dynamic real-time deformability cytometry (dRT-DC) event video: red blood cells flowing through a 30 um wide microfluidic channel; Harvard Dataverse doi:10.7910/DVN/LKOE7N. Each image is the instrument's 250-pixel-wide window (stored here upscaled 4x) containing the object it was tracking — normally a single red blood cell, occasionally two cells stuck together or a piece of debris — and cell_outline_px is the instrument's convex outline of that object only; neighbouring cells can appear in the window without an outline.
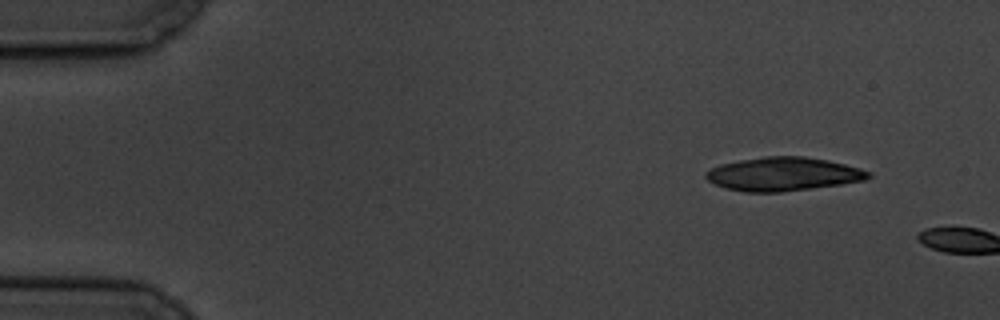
{"species": "common noctule bat (a hibernating species)", "species_latin": "Nyctalus noctula", "temperature_condition": "cold", "stored_images_in_passage": 2, "camera_frame_rate_fps": 3000, "um_per_image_px": 0.085, "animal": {"sex": "male", "body_mass_g": 19.5, "forearm_length_mm": 54.6}, "frame": {"image": 1, "passage_image": 1, "time_ms": 0.0, "image_size_px": [1000, 320], "cell_outline_px": [[872, 176], [864, 180], [840, 184], [812, 188], [780, 192], [744, 192], [728, 188], [716, 184], [708, 180], [704, 176], [704, 172], [720, 164], [740, 160], [764, 156], [804, 156], [828, 160], [860, 168], [872, 172]], "centroid_in_image_um": [66.58, 14.79], "position_along_channel_um": 18.4, "area_um2": 31.73}}